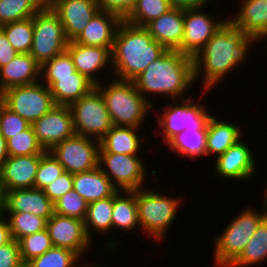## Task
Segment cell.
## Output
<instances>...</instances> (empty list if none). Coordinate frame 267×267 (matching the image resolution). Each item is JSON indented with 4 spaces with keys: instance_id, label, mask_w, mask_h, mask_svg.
<instances>
[{
    "instance_id": "obj_35",
    "label": "cell",
    "mask_w": 267,
    "mask_h": 267,
    "mask_svg": "<svg viewBox=\"0 0 267 267\" xmlns=\"http://www.w3.org/2000/svg\"><path fill=\"white\" fill-rule=\"evenodd\" d=\"M13 48L19 53H30L33 40V19L28 18L0 26Z\"/></svg>"
},
{
    "instance_id": "obj_18",
    "label": "cell",
    "mask_w": 267,
    "mask_h": 267,
    "mask_svg": "<svg viewBox=\"0 0 267 267\" xmlns=\"http://www.w3.org/2000/svg\"><path fill=\"white\" fill-rule=\"evenodd\" d=\"M1 212L32 213L46 221L54 214V204L43 189L28 188L6 191L1 196Z\"/></svg>"
},
{
    "instance_id": "obj_14",
    "label": "cell",
    "mask_w": 267,
    "mask_h": 267,
    "mask_svg": "<svg viewBox=\"0 0 267 267\" xmlns=\"http://www.w3.org/2000/svg\"><path fill=\"white\" fill-rule=\"evenodd\" d=\"M46 229L53 246L70 249L81 258L92 250L93 241L86 234L84 220L54 213L47 220Z\"/></svg>"
},
{
    "instance_id": "obj_17",
    "label": "cell",
    "mask_w": 267,
    "mask_h": 267,
    "mask_svg": "<svg viewBox=\"0 0 267 267\" xmlns=\"http://www.w3.org/2000/svg\"><path fill=\"white\" fill-rule=\"evenodd\" d=\"M68 41L75 40L100 10L97 0H51Z\"/></svg>"
},
{
    "instance_id": "obj_8",
    "label": "cell",
    "mask_w": 267,
    "mask_h": 267,
    "mask_svg": "<svg viewBox=\"0 0 267 267\" xmlns=\"http://www.w3.org/2000/svg\"><path fill=\"white\" fill-rule=\"evenodd\" d=\"M32 19L33 40L30 54L42 65L64 52L68 40L58 15L51 7L41 8Z\"/></svg>"
},
{
    "instance_id": "obj_50",
    "label": "cell",
    "mask_w": 267,
    "mask_h": 267,
    "mask_svg": "<svg viewBox=\"0 0 267 267\" xmlns=\"http://www.w3.org/2000/svg\"><path fill=\"white\" fill-rule=\"evenodd\" d=\"M8 157L6 139L0 134V170Z\"/></svg>"
},
{
    "instance_id": "obj_10",
    "label": "cell",
    "mask_w": 267,
    "mask_h": 267,
    "mask_svg": "<svg viewBox=\"0 0 267 267\" xmlns=\"http://www.w3.org/2000/svg\"><path fill=\"white\" fill-rule=\"evenodd\" d=\"M76 134L101 140L113 127L101 93L94 88L69 105Z\"/></svg>"
},
{
    "instance_id": "obj_1",
    "label": "cell",
    "mask_w": 267,
    "mask_h": 267,
    "mask_svg": "<svg viewBox=\"0 0 267 267\" xmlns=\"http://www.w3.org/2000/svg\"><path fill=\"white\" fill-rule=\"evenodd\" d=\"M256 42L258 41L254 37L245 35L229 20L218 29L193 58L194 82L203 77L200 101L208 90L215 89L227 78V74H231L230 71L233 72L235 67L245 62L247 55L249 56V48Z\"/></svg>"
},
{
    "instance_id": "obj_44",
    "label": "cell",
    "mask_w": 267,
    "mask_h": 267,
    "mask_svg": "<svg viewBox=\"0 0 267 267\" xmlns=\"http://www.w3.org/2000/svg\"><path fill=\"white\" fill-rule=\"evenodd\" d=\"M71 189H73V174L65 171L53 182L45 186L43 191L54 203Z\"/></svg>"
},
{
    "instance_id": "obj_21",
    "label": "cell",
    "mask_w": 267,
    "mask_h": 267,
    "mask_svg": "<svg viewBox=\"0 0 267 267\" xmlns=\"http://www.w3.org/2000/svg\"><path fill=\"white\" fill-rule=\"evenodd\" d=\"M240 1L236 15H230L228 20L245 35L262 43L267 38V0Z\"/></svg>"
},
{
    "instance_id": "obj_46",
    "label": "cell",
    "mask_w": 267,
    "mask_h": 267,
    "mask_svg": "<svg viewBox=\"0 0 267 267\" xmlns=\"http://www.w3.org/2000/svg\"><path fill=\"white\" fill-rule=\"evenodd\" d=\"M20 262V246L15 239L0 246V267H15Z\"/></svg>"
},
{
    "instance_id": "obj_40",
    "label": "cell",
    "mask_w": 267,
    "mask_h": 267,
    "mask_svg": "<svg viewBox=\"0 0 267 267\" xmlns=\"http://www.w3.org/2000/svg\"><path fill=\"white\" fill-rule=\"evenodd\" d=\"M18 243L20 246V256L24 262H29L39 257L53 247L47 229L27 235L21 238Z\"/></svg>"
},
{
    "instance_id": "obj_12",
    "label": "cell",
    "mask_w": 267,
    "mask_h": 267,
    "mask_svg": "<svg viewBox=\"0 0 267 267\" xmlns=\"http://www.w3.org/2000/svg\"><path fill=\"white\" fill-rule=\"evenodd\" d=\"M49 152L70 174L87 172L98 166L99 140L75 134Z\"/></svg>"
},
{
    "instance_id": "obj_42",
    "label": "cell",
    "mask_w": 267,
    "mask_h": 267,
    "mask_svg": "<svg viewBox=\"0 0 267 267\" xmlns=\"http://www.w3.org/2000/svg\"><path fill=\"white\" fill-rule=\"evenodd\" d=\"M64 172V167L54 156L51 155L49 151H47L40 158V163L36 172L34 188L43 189Z\"/></svg>"
},
{
    "instance_id": "obj_26",
    "label": "cell",
    "mask_w": 267,
    "mask_h": 267,
    "mask_svg": "<svg viewBox=\"0 0 267 267\" xmlns=\"http://www.w3.org/2000/svg\"><path fill=\"white\" fill-rule=\"evenodd\" d=\"M140 128L129 126H113L99 141V152L126 155H139L146 138L138 133ZM145 139V140H144Z\"/></svg>"
},
{
    "instance_id": "obj_39",
    "label": "cell",
    "mask_w": 267,
    "mask_h": 267,
    "mask_svg": "<svg viewBox=\"0 0 267 267\" xmlns=\"http://www.w3.org/2000/svg\"><path fill=\"white\" fill-rule=\"evenodd\" d=\"M6 142L9 156L44 155L47 152L39 143L32 125Z\"/></svg>"
},
{
    "instance_id": "obj_16",
    "label": "cell",
    "mask_w": 267,
    "mask_h": 267,
    "mask_svg": "<svg viewBox=\"0 0 267 267\" xmlns=\"http://www.w3.org/2000/svg\"><path fill=\"white\" fill-rule=\"evenodd\" d=\"M251 149V145L245 144L242 139L232 145L225 153L216 158L215 168H213L215 177L234 181H242V179L249 181L255 177L257 164H255V155Z\"/></svg>"
},
{
    "instance_id": "obj_48",
    "label": "cell",
    "mask_w": 267,
    "mask_h": 267,
    "mask_svg": "<svg viewBox=\"0 0 267 267\" xmlns=\"http://www.w3.org/2000/svg\"><path fill=\"white\" fill-rule=\"evenodd\" d=\"M171 7L176 9H199L205 8L211 0H169Z\"/></svg>"
},
{
    "instance_id": "obj_36",
    "label": "cell",
    "mask_w": 267,
    "mask_h": 267,
    "mask_svg": "<svg viewBox=\"0 0 267 267\" xmlns=\"http://www.w3.org/2000/svg\"><path fill=\"white\" fill-rule=\"evenodd\" d=\"M75 72L72 57L65 50L41 65L40 80L50 88L57 81V77L73 76Z\"/></svg>"
},
{
    "instance_id": "obj_19",
    "label": "cell",
    "mask_w": 267,
    "mask_h": 267,
    "mask_svg": "<svg viewBox=\"0 0 267 267\" xmlns=\"http://www.w3.org/2000/svg\"><path fill=\"white\" fill-rule=\"evenodd\" d=\"M43 155L9 156L0 170L1 196L14 189L34 188L36 172Z\"/></svg>"
},
{
    "instance_id": "obj_11",
    "label": "cell",
    "mask_w": 267,
    "mask_h": 267,
    "mask_svg": "<svg viewBox=\"0 0 267 267\" xmlns=\"http://www.w3.org/2000/svg\"><path fill=\"white\" fill-rule=\"evenodd\" d=\"M140 155L98 152V167L118 191H135L146 184V161ZM145 161V162H144Z\"/></svg>"
},
{
    "instance_id": "obj_33",
    "label": "cell",
    "mask_w": 267,
    "mask_h": 267,
    "mask_svg": "<svg viewBox=\"0 0 267 267\" xmlns=\"http://www.w3.org/2000/svg\"><path fill=\"white\" fill-rule=\"evenodd\" d=\"M172 9L169 0H138L135 7L124 19L126 22L145 27L149 22Z\"/></svg>"
},
{
    "instance_id": "obj_31",
    "label": "cell",
    "mask_w": 267,
    "mask_h": 267,
    "mask_svg": "<svg viewBox=\"0 0 267 267\" xmlns=\"http://www.w3.org/2000/svg\"><path fill=\"white\" fill-rule=\"evenodd\" d=\"M113 196L88 203L87 214L84 219L85 231L92 241L97 233L105 236L112 230ZM94 231V232H93Z\"/></svg>"
},
{
    "instance_id": "obj_45",
    "label": "cell",
    "mask_w": 267,
    "mask_h": 267,
    "mask_svg": "<svg viewBox=\"0 0 267 267\" xmlns=\"http://www.w3.org/2000/svg\"><path fill=\"white\" fill-rule=\"evenodd\" d=\"M138 0H97L100 10L112 12L123 20L132 11Z\"/></svg>"
},
{
    "instance_id": "obj_15",
    "label": "cell",
    "mask_w": 267,
    "mask_h": 267,
    "mask_svg": "<svg viewBox=\"0 0 267 267\" xmlns=\"http://www.w3.org/2000/svg\"><path fill=\"white\" fill-rule=\"evenodd\" d=\"M32 126L45 151L76 134L70 108L64 105H55Z\"/></svg>"
},
{
    "instance_id": "obj_34",
    "label": "cell",
    "mask_w": 267,
    "mask_h": 267,
    "mask_svg": "<svg viewBox=\"0 0 267 267\" xmlns=\"http://www.w3.org/2000/svg\"><path fill=\"white\" fill-rule=\"evenodd\" d=\"M8 220L12 238L17 242L27 236L46 229V220L32 213L2 212ZM7 215V216H6Z\"/></svg>"
},
{
    "instance_id": "obj_37",
    "label": "cell",
    "mask_w": 267,
    "mask_h": 267,
    "mask_svg": "<svg viewBox=\"0 0 267 267\" xmlns=\"http://www.w3.org/2000/svg\"><path fill=\"white\" fill-rule=\"evenodd\" d=\"M40 9L34 0H0V26L31 18Z\"/></svg>"
},
{
    "instance_id": "obj_23",
    "label": "cell",
    "mask_w": 267,
    "mask_h": 267,
    "mask_svg": "<svg viewBox=\"0 0 267 267\" xmlns=\"http://www.w3.org/2000/svg\"><path fill=\"white\" fill-rule=\"evenodd\" d=\"M145 28L167 50H180L184 37V10L172 8L166 14L149 22Z\"/></svg>"
},
{
    "instance_id": "obj_4",
    "label": "cell",
    "mask_w": 267,
    "mask_h": 267,
    "mask_svg": "<svg viewBox=\"0 0 267 267\" xmlns=\"http://www.w3.org/2000/svg\"><path fill=\"white\" fill-rule=\"evenodd\" d=\"M112 80L107 84L101 80L95 88L103 97L113 126L142 128L150 111H155L153 105L137 91L133 81Z\"/></svg>"
},
{
    "instance_id": "obj_2",
    "label": "cell",
    "mask_w": 267,
    "mask_h": 267,
    "mask_svg": "<svg viewBox=\"0 0 267 267\" xmlns=\"http://www.w3.org/2000/svg\"><path fill=\"white\" fill-rule=\"evenodd\" d=\"M132 81L153 106L155 101L149 99L150 95L170 97L171 100L188 98L187 93L190 94L188 91L195 83L194 59L178 50H166Z\"/></svg>"
},
{
    "instance_id": "obj_3",
    "label": "cell",
    "mask_w": 267,
    "mask_h": 267,
    "mask_svg": "<svg viewBox=\"0 0 267 267\" xmlns=\"http://www.w3.org/2000/svg\"><path fill=\"white\" fill-rule=\"evenodd\" d=\"M166 50L145 27L123 20L117 29L111 50L112 77L132 81Z\"/></svg>"
},
{
    "instance_id": "obj_7",
    "label": "cell",
    "mask_w": 267,
    "mask_h": 267,
    "mask_svg": "<svg viewBox=\"0 0 267 267\" xmlns=\"http://www.w3.org/2000/svg\"><path fill=\"white\" fill-rule=\"evenodd\" d=\"M193 96H188V98L172 101L173 104H164L161 108V112L155 115L157 117L156 122L159 126L158 132L161 134V139L163 144H168L172 139H174L179 133L186 129L191 131L201 130L206 125L213 114L209 113L206 104L198 102H193ZM178 101V102H177ZM180 103V104H179Z\"/></svg>"
},
{
    "instance_id": "obj_52",
    "label": "cell",
    "mask_w": 267,
    "mask_h": 267,
    "mask_svg": "<svg viewBox=\"0 0 267 267\" xmlns=\"http://www.w3.org/2000/svg\"><path fill=\"white\" fill-rule=\"evenodd\" d=\"M15 267H31V266H30L29 262L22 261Z\"/></svg>"
},
{
    "instance_id": "obj_20",
    "label": "cell",
    "mask_w": 267,
    "mask_h": 267,
    "mask_svg": "<svg viewBox=\"0 0 267 267\" xmlns=\"http://www.w3.org/2000/svg\"><path fill=\"white\" fill-rule=\"evenodd\" d=\"M66 50L72 57L76 71L86 76L95 85L101 82L96 73H100V71L107 69L108 67L106 66L109 65L108 69H110V72L112 73V48L85 46L72 40L68 41Z\"/></svg>"
},
{
    "instance_id": "obj_25",
    "label": "cell",
    "mask_w": 267,
    "mask_h": 267,
    "mask_svg": "<svg viewBox=\"0 0 267 267\" xmlns=\"http://www.w3.org/2000/svg\"><path fill=\"white\" fill-rule=\"evenodd\" d=\"M214 116L211 115L207 122L206 157L215 155L217 158L241 140L245 133H242L238 124L228 120H219Z\"/></svg>"
},
{
    "instance_id": "obj_47",
    "label": "cell",
    "mask_w": 267,
    "mask_h": 267,
    "mask_svg": "<svg viewBox=\"0 0 267 267\" xmlns=\"http://www.w3.org/2000/svg\"><path fill=\"white\" fill-rule=\"evenodd\" d=\"M18 54L19 52L13 48L5 33L0 29V68L9 63Z\"/></svg>"
},
{
    "instance_id": "obj_29",
    "label": "cell",
    "mask_w": 267,
    "mask_h": 267,
    "mask_svg": "<svg viewBox=\"0 0 267 267\" xmlns=\"http://www.w3.org/2000/svg\"><path fill=\"white\" fill-rule=\"evenodd\" d=\"M132 233L140 227L135 191H117L113 195L112 230Z\"/></svg>"
},
{
    "instance_id": "obj_24",
    "label": "cell",
    "mask_w": 267,
    "mask_h": 267,
    "mask_svg": "<svg viewBox=\"0 0 267 267\" xmlns=\"http://www.w3.org/2000/svg\"><path fill=\"white\" fill-rule=\"evenodd\" d=\"M41 65L30 53H19L9 63L0 68V93L22 85H30L40 80Z\"/></svg>"
},
{
    "instance_id": "obj_27",
    "label": "cell",
    "mask_w": 267,
    "mask_h": 267,
    "mask_svg": "<svg viewBox=\"0 0 267 267\" xmlns=\"http://www.w3.org/2000/svg\"><path fill=\"white\" fill-rule=\"evenodd\" d=\"M73 189L88 203L111 197L118 191L98 166L73 174Z\"/></svg>"
},
{
    "instance_id": "obj_13",
    "label": "cell",
    "mask_w": 267,
    "mask_h": 267,
    "mask_svg": "<svg viewBox=\"0 0 267 267\" xmlns=\"http://www.w3.org/2000/svg\"><path fill=\"white\" fill-rule=\"evenodd\" d=\"M211 15L203 8L184 10V37L179 50L182 54L194 58L228 20V16L222 20Z\"/></svg>"
},
{
    "instance_id": "obj_9",
    "label": "cell",
    "mask_w": 267,
    "mask_h": 267,
    "mask_svg": "<svg viewBox=\"0 0 267 267\" xmlns=\"http://www.w3.org/2000/svg\"><path fill=\"white\" fill-rule=\"evenodd\" d=\"M0 101L31 125L56 105L50 88L41 81L8 88L0 93Z\"/></svg>"
},
{
    "instance_id": "obj_53",
    "label": "cell",
    "mask_w": 267,
    "mask_h": 267,
    "mask_svg": "<svg viewBox=\"0 0 267 267\" xmlns=\"http://www.w3.org/2000/svg\"><path fill=\"white\" fill-rule=\"evenodd\" d=\"M81 267H100V265H95V264H90L89 262H88V264L87 263H85V264H83Z\"/></svg>"
},
{
    "instance_id": "obj_28",
    "label": "cell",
    "mask_w": 267,
    "mask_h": 267,
    "mask_svg": "<svg viewBox=\"0 0 267 267\" xmlns=\"http://www.w3.org/2000/svg\"><path fill=\"white\" fill-rule=\"evenodd\" d=\"M94 88L95 84L91 80L76 71L73 76L57 77L50 91L56 105L69 106Z\"/></svg>"
},
{
    "instance_id": "obj_38",
    "label": "cell",
    "mask_w": 267,
    "mask_h": 267,
    "mask_svg": "<svg viewBox=\"0 0 267 267\" xmlns=\"http://www.w3.org/2000/svg\"><path fill=\"white\" fill-rule=\"evenodd\" d=\"M81 260L82 258L72 250L53 246L44 254L29 261V264L31 267H81L83 264Z\"/></svg>"
},
{
    "instance_id": "obj_54",
    "label": "cell",
    "mask_w": 267,
    "mask_h": 267,
    "mask_svg": "<svg viewBox=\"0 0 267 267\" xmlns=\"http://www.w3.org/2000/svg\"><path fill=\"white\" fill-rule=\"evenodd\" d=\"M265 185H266V187H265L264 191H265V190H266V191L263 192V193H265V195H264L265 197H264V198L267 200V183H266Z\"/></svg>"
},
{
    "instance_id": "obj_41",
    "label": "cell",
    "mask_w": 267,
    "mask_h": 267,
    "mask_svg": "<svg viewBox=\"0 0 267 267\" xmlns=\"http://www.w3.org/2000/svg\"><path fill=\"white\" fill-rule=\"evenodd\" d=\"M54 213L84 220L88 202L78 192L71 189L54 203Z\"/></svg>"
},
{
    "instance_id": "obj_49",
    "label": "cell",
    "mask_w": 267,
    "mask_h": 267,
    "mask_svg": "<svg viewBox=\"0 0 267 267\" xmlns=\"http://www.w3.org/2000/svg\"><path fill=\"white\" fill-rule=\"evenodd\" d=\"M12 239L8 220L0 211V246L10 242Z\"/></svg>"
},
{
    "instance_id": "obj_5",
    "label": "cell",
    "mask_w": 267,
    "mask_h": 267,
    "mask_svg": "<svg viewBox=\"0 0 267 267\" xmlns=\"http://www.w3.org/2000/svg\"><path fill=\"white\" fill-rule=\"evenodd\" d=\"M263 207L248 206L232 217L226 228L212 239L214 267H228L243 251L261 221L267 216V200L262 198Z\"/></svg>"
},
{
    "instance_id": "obj_51",
    "label": "cell",
    "mask_w": 267,
    "mask_h": 267,
    "mask_svg": "<svg viewBox=\"0 0 267 267\" xmlns=\"http://www.w3.org/2000/svg\"><path fill=\"white\" fill-rule=\"evenodd\" d=\"M41 8H47L51 5V0H34Z\"/></svg>"
},
{
    "instance_id": "obj_6",
    "label": "cell",
    "mask_w": 267,
    "mask_h": 267,
    "mask_svg": "<svg viewBox=\"0 0 267 267\" xmlns=\"http://www.w3.org/2000/svg\"><path fill=\"white\" fill-rule=\"evenodd\" d=\"M154 187L148 189L145 186L136 190V203L142 233L146 232V237L149 236L155 242H160L164 241L166 234H169V226L175 221L183 201L180 196L171 195L170 197Z\"/></svg>"
},
{
    "instance_id": "obj_32",
    "label": "cell",
    "mask_w": 267,
    "mask_h": 267,
    "mask_svg": "<svg viewBox=\"0 0 267 267\" xmlns=\"http://www.w3.org/2000/svg\"><path fill=\"white\" fill-rule=\"evenodd\" d=\"M267 261V216L240 255L228 267H251Z\"/></svg>"
},
{
    "instance_id": "obj_43",
    "label": "cell",
    "mask_w": 267,
    "mask_h": 267,
    "mask_svg": "<svg viewBox=\"0 0 267 267\" xmlns=\"http://www.w3.org/2000/svg\"><path fill=\"white\" fill-rule=\"evenodd\" d=\"M31 124L0 101V134L6 139L28 129Z\"/></svg>"
},
{
    "instance_id": "obj_30",
    "label": "cell",
    "mask_w": 267,
    "mask_h": 267,
    "mask_svg": "<svg viewBox=\"0 0 267 267\" xmlns=\"http://www.w3.org/2000/svg\"><path fill=\"white\" fill-rule=\"evenodd\" d=\"M206 135L207 125L201 130L186 129L172 139L167 146L172 153L178 154V157L186 159L189 157L191 161H196L197 158L206 156Z\"/></svg>"
},
{
    "instance_id": "obj_22",
    "label": "cell",
    "mask_w": 267,
    "mask_h": 267,
    "mask_svg": "<svg viewBox=\"0 0 267 267\" xmlns=\"http://www.w3.org/2000/svg\"><path fill=\"white\" fill-rule=\"evenodd\" d=\"M122 21L117 14L99 10L74 41L85 46L112 48Z\"/></svg>"
}]
</instances>
